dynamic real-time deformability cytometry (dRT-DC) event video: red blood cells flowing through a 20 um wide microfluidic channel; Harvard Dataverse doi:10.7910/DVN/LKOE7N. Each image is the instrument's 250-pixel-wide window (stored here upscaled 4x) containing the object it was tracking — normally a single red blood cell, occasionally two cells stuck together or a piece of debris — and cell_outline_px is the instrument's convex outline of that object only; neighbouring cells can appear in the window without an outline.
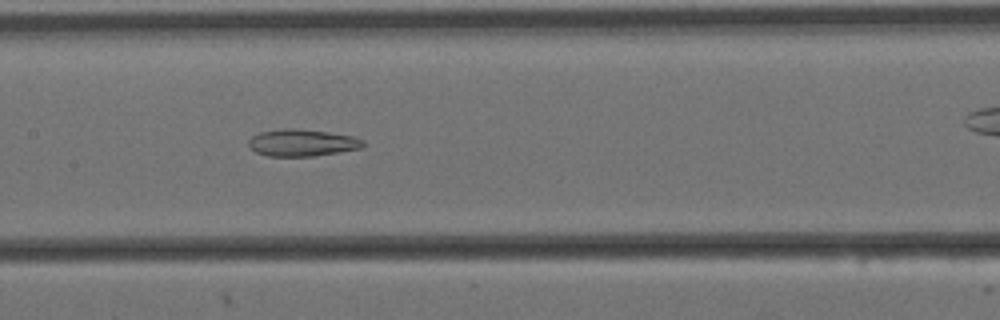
{"species": "Egyptian fruit bat (a non-hibernating species)", "species_latin": "Rousettus aegyptiacus", "temperature_condition": "cold", "stored_images_in_passage": 7, "segment_of_instrument_passage": [1, 2], "camera_frame_rate_fps": 3000, "um_per_image_px": 0.085, "animal": {"sex": "female"}, "frame": {"image": 1, "passage_image": 6, "time_ms": 1.667, "image_size_px": [1000, 320], "cell_outline_px": [[364, 148], [340, 152], [312, 156], [268, 156], [256, 152], [248, 144], [248, 140], [252, 136], [260, 132], [284, 128], [296, 128], [328, 132], [352, 136], [364, 140]], "centroid_in_image_um": [25.7, 12.13], "position_along_channel_um": 181.7, "area_um2": 18.03}}